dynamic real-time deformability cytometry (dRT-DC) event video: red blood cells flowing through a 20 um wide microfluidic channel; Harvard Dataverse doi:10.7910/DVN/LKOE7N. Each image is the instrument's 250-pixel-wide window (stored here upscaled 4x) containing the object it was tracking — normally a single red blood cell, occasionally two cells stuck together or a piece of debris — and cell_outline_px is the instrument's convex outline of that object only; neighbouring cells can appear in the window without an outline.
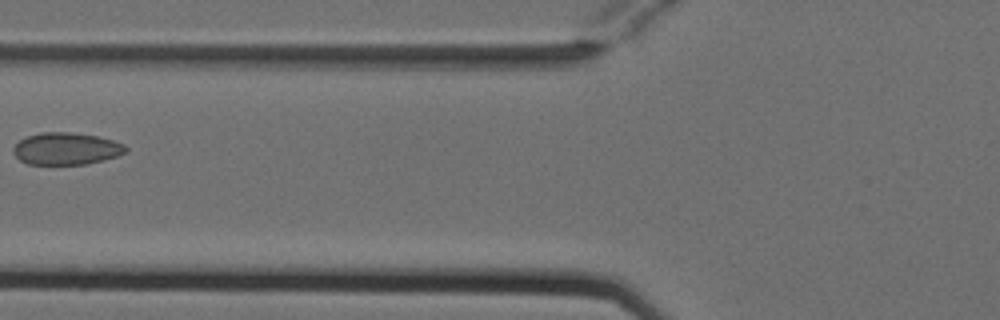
{"species": "Egyptian fruit bat (a non-hibernating species)", "species_latin": "Rousettus aegyptiacus", "temperature_condition": "cold", "stored_images_in_passage": 2, "camera_frame_rate_fps": 3000, "um_per_image_px": 0.085, "animal": {"sex": "female"}, "frame": {"image": 1, "passage_image": 2, "time_ms": 0.333, "image_size_px": [1000, 320], "cell_outline_px": [[128, 152], [104, 160], [88, 164], [28, 164], [20, 160], [12, 152], [12, 148], [20, 140], [28, 136], [40, 132], [68, 132], [96, 136], [112, 140], [124, 144], [128, 148]], "centroid_in_image_um": [5.64, 12.64], "position_along_channel_um": 120.2, "area_um2": 21.04}}